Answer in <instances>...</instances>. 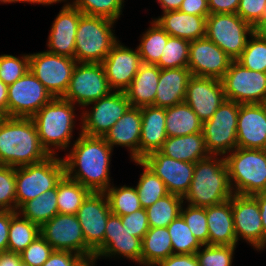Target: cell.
Segmentation results:
<instances>
[{
    "label": "cell",
    "instance_id": "obj_1",
    "mask_svg": "<svg viewBox=\"0 0 266 266\" xmlns=\"http://www.w3.org/2000/svg\"><path fill=\"white\" fill-rule=\"evenodd\" d=\"M112 150L103 137L80 132L70 153L63 158L65 174L91 192H105L111 184L109 168Z\"/></svg>",
    "mask_w": 266,
    "mask_h": 266
},
{
    "label": "cell",
    "instance_id": "obj_2",
    "mask_svg": "<svg viewBox=\"0 0 266 266\" xmlns=\"http://www.w3.org/2000/svg\"><path fill=\"white\" fill-rule=\"evenodd\" d=\"M50 155L42 147L32 118L7 117L0 121V165L22 167L45 160Z\"/></svg>",
    "mask_w": 266,
    "mask_h": 266
},
{
    "label": "cell",
    "instance_id": "obj_3",
    "mask_svg": "<svg viewBox=\"0 0 266 266\" xmlns=\"http://www.w3.org/2000/svg\"><path fill=\"white\" fill-rule=\"evenodd\" d=\"M232 195L225 157L210 155L195 163L191 186L183 199L188 205L206 208L223 203Z\"/></svg>",
    "mask_w": 266,
    "mask_h": 266
},
{
    "label": "cell",
    "instance_id": "obj_4",
    "mask_svg": "<svg viewBox=\"0 0 266 266\" xmlns=\"http://www.w3.org/2000/svg\"><path fill=\"white\" fill-rule=\"evenodd\" d=\"M74 106L63 97H56L32 117L40 143L49 155H57L53 148L67 149L71 144L75 126Z\"/></svg>",
    "mask_w": 266,
    "mask_h": 266
},
{
    "label": "cell",
    "instance_id": "obj_5",
    "mask_svg": "<svg viewBox=\"0 0 266 266\" xmlns=\"http://www.w3.org/2000/svg\"><path fill=\"white\" fill-rule=\"evenodd\" d=\"M225 161L233 194L266 192V149L237 147L225 156Z\"/></svg>",
    "mask_w": 266,
    "mask_h": 266
},
{
    "label": "cell",
    "instance_id": "obj_6",
    "mask_svg": "<svg viewBox=\"0 0 266 266\" xmlns=\"http://www.w3.org/2000/svg\"><path fill=\"white\" fill-rule=\"evenodd\" d=\"M115 21L82 15L76 31L75 60L77 63H102L119 41L114 36Z\"/></svg>",
    "mask_w": 266,
    "mask_h": 266
},
{
    "label": "cell",
    "instance_id": "obj_7",
    "mask_svg": "<svg viewBox=\"0 0 266 266\" xmlns=\"http://www.w3.org/2000/svg\"><path fill=\"white\" fill-rule=\"evenodd\" d=\"M64 175V160L55 155L38 163L15 168L16 211L23 203L56 188Z\"/></svg>",
    "mask_w": 266,
    "mask_h": 266
},
{
    "label": "cell",
    "instance_id": "obj_8",
    "mask_svg": "<svg viewBox=\"0 0 266 266\" xmlns=\"http://www.w3.org/2000/svg\"><path fill=\"white\" fill-rule=\"evenodd\" d=\"M253 26L237 13L209 14L206 18V37L236 61L246 47Z\"/></svg>",
    "mask_w": 266,
    "mask_h": 266
},
{
    "label": "cell",
    "instance_id": "obj_9",
    "mask_svg": "<svg viewBox=\"0 0 266 266\" xmlns=\"http://www.w3.org/2000/svg\"><path fill=\"white\" fill-rule=\"evenodd\" d=\"M240 104L226 100L211 119L203 122L202 133L210 155H226L237 148Z\"/></svg>",
    "mask_w": 266,
    "mask_h": 266
},
{
    "label": "cell",
    "instance_id": "obj_10",
    "mask_svg": "<svg viewBox=\"0 0 266 266\" xmlns=\"http://www.w3.org/2000/svg\"><path fill=\"white\" fill-rule=\"evenodd\" d=\"M76 64L77 61L73 58L47 51L29 54V71L53 98L65 95Z\"/></svg>",
    "mask_w": 266,
    "mask_h": 266
},
{
    "label": "cell",
    "instance_id": "obj_11",
    "mask_svg": "<svg viewBox=\"0 0 266 266\" xmlns=\"http://www.w3.org/2000/svg\"><path fill=\"white\" fill-rule=\"evenodd\" d=\"M111 92L102 63H77L63 98L85 108Z\"/></svg>",
    "mask_w": 266,
    "mask_h": 266
},
{
    "label": "cell",
    "instance_id": "obj_12",
    "mask_svg": "<svg viewBox=\"0 0 266 266\" xmlns=\"http://www.w3.org/2000/svg\"><path fill=\"white\" fill-rule=\"evenodd\" d=\"M226 100L239 104L266 102V73L244 68L232 61L225 75L220 79Z\"/></svg>",
    "mask_w": 266,
    "mask_h": 266
},
{
    "label": "cell",
    "instance_id": "obj_13",
    "mask_svg": "<svg viewBox=\"0 0 266 266\" xmlns=\"http://www.w3.org/2000/svg\"><path fill=\"white\" fill-rule=\"evenodd\" d=\"M52 99L45 86L28 71L8 85V117L32 118Z\"/></svg>",
    "mask_w": 266,
    "mask_h": 266
},
{
    "label": "cell",
    "instance_id": "obj_14",
    "mask_svg": "<svg viewBox=\"0 0 266 266\" xmlns=\"http://www.w3.org/2000/svg\"><path fill=\"white\" fill-rule=\"evenodd\" d=\"M90 104H94L92 110L82 112L81 133L98 137H103L131 106L122 91H113Z\"/></svg>",
    "mask_w": 266,
    "mask_h": 266
},
{
    "label": "cell",
    "instance_id": "obj_15",
    "mask_svg": "<svg viewBox=\"0 0 266 266\" xmlns=\"http://www.w3.org/2000/svg\"><path fill=\"white\" fill-rule=\"evenodd\" d=\"M40 234L54 251H69L79 255L93 253L85 243L76 215L56 214L40 227Z\"/></svg>",
    "mask_w": 266,
    "mask_h": 266
},
{
    "label": "cell",
    "instance_id": "obj_16",
    "mask_svg": "<svg viewBox=\"0 0 266 266\" xmlns=\"http://www.w3.org/2000/svg\"><path fill=\"white\" fill-rule=\"evenodd\" d=\"M110 214L108 199L104 192H91L76 213L85 243L95 253L104 245L105 229Z\"/></svg>",
    "mask_w": 266,
    "mask_h": 266
},
{
    "label": "cell",
    "instance_id": "obj_17",
    "mask_svg": "<svg viewBox=\"0 0 266 266\" xmlns=\"http://www.w3.org/2000/svg\"><path fill=\"white\" fill-rule=\"evenodd\" d=\"M166 185L170 194L182 198L190 189L195 163L175 160L160 151H154L141 160Z\"/></svg>",
    "mask_w": 266,
    "mask_h": 266
},
{
    "label": "cell",
    "instance_id": "obj_18",
    "mask_svg": "<svg viewBox=\"0 0 266 266\" xmlns=\"http://www.w3.org/2000/svg\"><path fill=\"white\" fill-rule=\"evenodd\" d=\"M231 204L237 242L241 237L257 250H263L264 231L257 200L252 195L233 194Z\"/></svg>",
    "mask_w": 266,
    "mask_h": 266
},
{
    "label": "cell",
    "instance_id": "obj_19",
    "mask_svg": "<svg viewBox=\"0 0 266 266\" xmlns=\"http://www.w3.org/2000/svg\"><path fill=\"white\" fill-rule=\"evenodd\" d=\"M188 69L192 76L221 79L231 58L207 37L190 41Z\"/></svg>",
    "mask_w": 266,
    "mask_h": 266
},
{
    "label": "cell",
    "instance_id": "obj_20",
    "mask_svg": "<svg viewBox=\"0 0 266 266\" xmlns=\"http://www.w3.org/2000/svg\"><path fill=\"white\" fill-rule=\"evenodd\" d=\"M226 101L220 79L191 76L186 88L184 102L202 122L212 118L219 106Z\"/></svg>",
    "mask_w": 266,
    "mask_h": 266
},
{
    "label": "cell",
    "instance_id": "obj_21",
    "mask_svg": "<svg viewBox=\"0 0 266 266\" xmlns=\"http://www.w3.org/2000/svg\"><path fill=\"white\" fill-rule=\"evenodd\" d=\"M141 64L138 48L133 51L118 41L102 62L110 88L124 92Z\"/></svg>",
    "mask_w": 266,
    "mask_h": 266
},
{
    "label": "cell",
    "instance_id": "obj_22",
    "mask_svg": "<svg viewBox=\"0 0 266 266\" xmlns=\"http://www.w3.org/2000/svg\"><path fill=\"white\" fill-rule=\"evenodd\" d=\"M141 253L142 240L128 232L120 216L111 213L106 224L104 245L96 254L100 258L120 255L141 265Z\"/></svg>",
    "mask_w": 266,
    "mask_h": 266
},
{
    "label": "cell",
    "instance_id": "obj_23",
    "mask_svg": "<svg viewBox=\"0 0 266 266\" xmlns=\"http://www.w3.org/2000/svg\"><path fill=\"white\" fill-rule=\"evenodd\" d=\"M237 147L266 149V109L263 103L240 104Z\"/></svg>",
    "mask_w": 266,
    "mask_h": 266
},
{
    "label": "cell",
    "instance_id": "obj_24",
    "mask_svg": "<svg viewBox=\"0 0 266 266\" xmlns=\"http://www.w3.org/2000/svg\"><path fill=\"white\" fill-rule=\"evenodd\" d=\"M83 13L65 4L52 23L48 37L47 52L75 59L76 31Z\"/></svg>",
    "mask_w": 266,
    "mask_h": 266
},
{
    "label": "cell",
    "instance_id": "obj_25",
    "mask_svg": "<svg viewBox=\"0 0 266 266\" xmlns=\"http://www.w3.org/2000/svg\"><path fill=\"white\" fill-rule=\"evenodd\" d=\"M141 124V108L130 106L103 138L112 149L114 145L129 147L131 159L139 160Z\"/></svg>",
    "mask_w": 266,
    "mask_h": 266
},
{
    "label": "cell",
    "instance_id": "obj_26",
    "mask_svg": "<svg viewBox=\"0 0 266 266\" xmlns=\"http://www.w3.org/2000/svg\"><path fill=\"white\" fill-rule=\"evenodd\" d=\"M142 124L139 145V160L146 155L159 151L166 138L165 108L156 106L141 107Z\"/></svg>",
    "mask_w": 266,
    "mask_h": 266
},
{
    "label": "cell",
    "instance_id": "obj_27",
    "mask_svg": "<svg viewBox=\"0 0 266 266\" xmlns=\"http://www.w3.org/2000/svg\"><path fill=\"white\" fill-rule=\"evenodd\" d=\"M205 209L209 231L208 245H237L231 198Z\"/></svg>",
    "mask_w": 266,
    "mask_h": 266
},
{
    "label": "cell",
    "instance_id": "obj_28",
    "mask_svg": "<svg viewBox=\"0 0 266 266\" xmlns=\"http://www.w3.org/2000/svg\"><path fill=\"white\" fill-rule=\"evenodd\" d=\"M191 76L188 68L161 69L153 106L168 108L184 102Z\"/></svg>",
    "mask_w": 266,
    "mask_h": 266
},
{
    "label": "cell",
    "instance_id": "obj_29",
    "mask_svg": "<svg viewBox=\"0 0 266 266\" xmlns=\"http://www.w3.org/2000/svg\"><path fill=\"white\" fill-rule=\"evenodd\" d=\"M206 18L180 10L163 12L154 19L171 37L193 41L206 37Z\"/></svg>",
    "mask_w": 266,
    "mask_h": 266
},
{
    "label": "cell",
    "instance_id": "obj_30",
    "mask_svg": "<svg viewBox=\"0 0 266 266\" xmlns=\"http://www.w3.org/2000/svg\"><path fill=\"white\" fill-rule=\"evenodd\" d=\"M160 71L156 64H141L132 83L124 91L131 106L141 108L154 105Z\"/></svg>",
    "mask_w": 266,
    "mask_h": 266
},
{
    "label": "cell",
    "instance_id": "obj_31",
    "mask_svg": "<svg viewBox=\"0 0 266 266\" xmlns=\"http://www.w3.org/2000/svg\"><path fill=\"white\" fill-rule=\"evenodd\" d=\"M159 151L175 160L192 163L210 156L202 132L185 136L167 137Z\"/></svg>",
    "mask_w": 266,
    "mask_h": 266
},
{
    "label": "cell",
    "instance_id": "obj_32",
    "mask_svg": "<svg viewBox=\"0 0 266 266\" xmlns=\"http://www.w3.org/2000/svg\"><path fill=\"white\" fill-rule=\"evenodd\" d=\"M165 115L166 134L168 137L202 132L203 122L185 102L165 108Z\"/></svg>",
    "mask_w": 266,
    "mask_h": 266
},
{
    "label": "cell",
    "instance_id": "obj_33",
    "mask_svg": "<svg viewBox=\"0 0 266 266\" xmlns=\"http://www.w3.org/2000/svg\"><path fill=\"white\" fill-rule=\"evenodd\" d=\"M172 254V242L167 227L149 228L142 239L141 265L157 266Z\"/></svg>",
    "mask_w": 266,
    "mask_h": 266
},
{
    "label": "cell",
    "instance_id": "obj_34",
    "mask_svg": "<svg viewBox=\"0 0 266 266\" xmlns=\"http://www.w3.org/2000/svg\"><path fill=\"white\" fill-rule=\"evenodd\" d=\"M17 212L32 223L42 226L58 214L57 187L47 190L40 196L23 203Z\"/></svg>",
    "mask_w": 266,
    "mask_h": 266
},
{
    "label": "cell",
    "instance_id": "obj_35",
    "mask_svg": "<svg viewBox=\"0 0 266 266\" xmlns=\"http://www.w3.org/2000/svg\"><path fill=\"white\" fill-rule=\"evenodd\" d=\"M40 235V226L22 217L17 211H10L8 251L21 253Z\"/></svg>",
    "mask_w": 266,
    "mask_h": 266
},
{
    "label": "cell",
    "instance_id": "obj_36",
    "mask_svg": "<svg viewBox=\"0 0 266 266\" xmlns=\"http://www.w3.org/2000/svg\"><path fill=\"white\" fill-rule=\"evenodd\" d=\"M91 191L66 174L57 184L58 214L76 215L83 201Z\"/></svg>",
    "mask_w": 266,
    "mask_h": 266
},
{
    "label": "cell",
    "instance_id": "obj_37",
    "mask_svg": "<svg viewBox=\"0 0 266 266\" xmlns=\"http://www.w3.org/2000/svg\"><path fill=\"white\" fill-rule=\"evenodd\" d=\"M141 37V43L137 46L142 63L156 64L162 56L170 35L155 21Z\"/></svg>",
    "mask_w": 266,
    "mask_h": 266
},
{
    "label": "cell",
    "instance_id": "obj_38",
    "mask_svg": "<svg viewBox=\"0 0 266 266\" xmlns=\"http://www.w3.org/2000/svg\"><path fill=\"white\" fill-rule=\"evenodd\" d=\"M183 198L175 194H167L146 208L150 228L167 227L180 215Z\"/></svg>",
    "mask_w": 266,
    "mask_h": 266
},
{
    "label": "cell",
    "instance_id": "obj_39",
    "mask_svg": "<svg viewBox=\"0 0 266 266\" xmlns=\"http://www.w3.org/2000/svg\"><path fill=\"white\" fill-rule=\"evenodd\" d=\"M134 162L144 168L135 188L142 208L146 209L169 192L164 182L141 160H134Z\"/></svg>",
    "mask_w": 266,
    "mask_h": 266
},
{
    "label": "cell",
    "instance_id": "obj_40",
    "mask_svg": "<svg viewBox=\"0 0 266 266\" xmlns=\"http://www.w3.org/2000/svg\"><path fill=\"white\" fill-rule=\"evenodd\" d=\"M104 193L112 214L124 216L142 208L134 187L124 185L117 188L112 185Z\"/></svg>",
    "mask_w": 266,
    "mask_h": 266
},
{
    "label": "cell",
    "instance_id": "obj_41",
    "mask_svg": "<svg viewBox=\"0 0 266 266\" xmlns=\"http://www.w3.org/2000/svg\"><path fill=\"white\" fill-rule=\"evenodd\" d=\"M167 229L172 242L173 254H195L203 247L181 215L174 219Z\"/></svg>",
    "mask_w": 266,
    "mask_h": 266
},
{
    "label": "cell",
    "instance_id": "obj_42",
    "mask_svg": "<svg viewBox=\"0 0 266 266\" xmlns=\"http://www.w3.org/2000/svg\"><path fill=\"white\" fill-rule=\"evenodd\" d=\"M189 44L186 39L170 36L156 65L160 69L188 68Z\"/></svg>",
    "mask_w": 266,
    "mask_h": 266
},
{
    "label": "cell",
    "instance_id": "obj_43",
    "mask_svg": "<svg viewBox=\"0 0 266 266\" xmlns=\"http://www.w3.org/2000/svg\"><path fill=\"white\" fill-rule=\"evenodd\" d=\"M123 3L124 0H74L68 4L79 9L83 15L116 21L122 14Z\"/></svg>",
    "mask_w": 266,
    "mask_h": 266
},
{
    "label": "cell",
    "instance_id": "obj_44",
    "mask_svg": "<svg viewBox=\"0 0 266 266\" xmlns=\"http://www.w3.org/2000/svg\"><path fill=\"white\" fill-rule=\"evenodd\" d=\"M250 38L236 61L246 69L266 73V40L255 33Z\"/></svg>",
    "mask_w": 266,
    "mask_h": 266
},
{
    "label": "cell",
    "instance_id": "obj_45",
    "mask_svg": "<svg viewBox=\"0 0 266 266\" xmlns=\"http://www.w3.org/2000/svg\"><path fill=\"white\" fill-rule=\"evenodd\" d=\"M204 249L198 250L195 255L199 266H232L233 254L236 245H203Z\"/></svg>",
    "mask_w": 266,
    "mask_h": 266
},
{
    "label": "cell",
    "instance_id": "obj_46",
    "mask_svg": "<svg viewBox=\"0 0 266 266\" xmlns=\"http://www.w3.org/2000/svg\"><path fill=\"white\" fill-rule=\"evenodd\" d=\"M180 215L200 243L202 245H208L209 231L206 209L191 205L183 209L182 205Z\"/></svg>",
    "mask_w": 266,
    "mask_h": 266
},
{
    "label": "cell",
    "instance_id": "obj_47",
    "mask_svg": "<svg viewBox=\"0 0 266 266\" xmlns=\"http://www.w3.org/2000/svg\"><path fill=\"white\" fill-rule=\"evenodd\" d=\"M20 58L8 54L0 55V80L4 84H13L29 71V55H22Z\"/></svg>",
    "mask_w": 266,
    "mask_h": 266
},
{
    "label": "cell",
    "instance_id": "obj_48",
    "mask_svg": "<svg viewBox=\"0 0 266 266\" xmlns=\"http://www.w3.org/2000/svg\"><path fill=\"white\" fill-rule=\"evenodd\" d=\"M0 210L16 211L15 167L0 165Z\"/></svg>",
    "mask_w": 266,
    "mask_h": 266
},
{
    "label": "cell",
    "instance_id": "obj_49",
    "mask_svg": "<svg viewBox=\"0 0 266 266\" xmlns=\"http://www.w3.org/2000/svg\"><path fill=\"white\" fill-rule=\"evenodd\" d=\"M54 249L40 235L20 253L21 260L30 266H42Z\"/></svg>",
    "mask_w": 266,
    "mask_h": 266
},
{
    "label": "cell",
    "instance_id": "obj_50",
    "mask_svg": "<svg viewBox=\"0 0 266 266\" xmlns=\"http://www.w3.org/2000/svg\"><path fill=\"white\" fill-rule=\"evenodd\" d=\"M122 225H125V228L131 235L140 238L141 240L145 236V234L149 231V222L146 210L141 208L136 210L135 212L120 216Z\"/></svg>",
    "mask_w": 266,
    "mask_h": 266
},
{
    "label": "cell",
    "instance_id": "obj_51",
    "mask_svg": "<svg viewBox=\"0 0 266 266\" xmlns=\"http://www.w3.org/2000/svg\"><path fill=\"white\" fill-rule=\"evenodd\" d=\"M237 14L254 26L266 14V0H240Z\"/></svg>",
    "mask_w": 266,
    "mask_h": 266
},
{
    "label": "cell",
    "instance_id": "obj_52",
    "mask_svg": "<svg viewBox=\"0 0 266 266\" xmlns=\"http://www.w3.org/2000/svg\"><path fill=\"white\" fill-rule=\"evenodd\" d=\"M181 12L207 17L209 12L208 0H183L179 7Z\"/></svg>",
    "mask_w": 266,
    "mask_h": 266
},
{
    "label": "cell",
    "instance_id": "obj_53",
    "mask_svg": "<svg viewBox=\"0 0 266 266\" xmlns=\"http://www.w3.org/2000/svg\"><path fill=\"white\" fill-rule=\"evenodd\" d=\"M79 256L69 251H53L42 266H71Z\"/></svg>",
    "mask_w": 266,
    "mask_h": 266
},
{
    "label": "cell",
    "instance_id": "obj_54",
    "mask_svg": "<svg viewBox=\"0 0 266 266\" xmlns=\"http://www.w3.org/2000/svg\"><path fill=\"white\" fill-rule=\"evenodd\" d=\"M158 266H199L195 254H172L160 261Z\"/></svg>",
    "mask_w": 266,
    "mask_h": 266
},
{
    "label": "cell",
    "instance_id": "obj_55",
    "mask_svg": "<svg viewBox=\"0 0 266 266\" xmlns=\"http://www.w3.org/2000/svg\"><path fill=\"white\" fill-rule=\"evenodd\" d=\"M240 0H208L210 14L237 13Z\"/></svg>",
    "mask_w": 266,
    "mask_h": 266
},
{
    "label": "cell",
    "instance_id": "obj_56",
    "mask_svg": "<svg viewBox=\"0 0 266 266\" xmlns=\"http://www.w3.org/2000/svg\"><path fill=\"white\" fill-rule=\"evenodd\" d=\"M9 227L10 211L0 210V253L7 251Z\"/></svg>",
    "mask_w": 266,
    "mask_h": 266
},
{
    "label": "cell",
    "instance_id": "obj_57",
    "mask_svg": "<svg viewBox=\"0 0 266 266\" xmlns=\"http://www.w3.org/2000/svg\"><path fill=\"white\" fill-rule=\"evenodd\" d=\"M258 202L264 231V247H266V192L252 195Z\"/></svg>",
    "mask_w": 266,
    "mask_h": 266
},
{
    "label": "cell",
    "instance_id": "obj_58",
    "mask_svg": "<svg viewBox=\"0 0 266 266\" xmlns=\"http://www.w3.org/2000/svg\"><path fill=\"white\" fill-rule=\"evenodd\" d=\"M20 261V253L8 250L0 253V266H17Z\"/></svg>",
    "mask_w": 266,
    "mask_h": 266
},
{
    "label": "cell",
    "instance_id": "obj_59",
    "mask_svg": "<svg viewBox=\"0 0 266 266\" xmlns=\"http://www.w3.org/2000/svg\"><path fill=\"white\" fill-rule=\"evenodd\" d=\"M0 112L8 117V85L0 80Z\"/></svg>",
    "mask_w": 266,
    "mask_h": 266
},
{
    "label": "cell",
    "instance_id": "obj_60",
    "mask_svg": "<svg viewBox=\"0 0 266 266\" xmlns=\"http://www.w3.org/2000/svg\"><path fill=\"white\" fill-rule=\"evenodd\" d=\"M99 256L93 252L87 255H80L71 266H94Z\"/></svg>",
    "mask_w": 266,
    "mask_h": 266
},
{
    "label": "cell",
    "instance_id": "obj_61",
    "mask_svg": "<svg viewBox=\"0 0 266 266\" xmlns=\"http://www.w3.org/2000/svg\"><path fill=\"white\" fill-rule=\"evenodd\" d=\"M163 12L179 10L183 0H157Z\"/></svg>",
    "mask_w": 266,
    "mask_h": 266
},
{
    "label": "cell",
    "instance_id": "obj_62",
    "mask_svg": "<svg viewBox=\"0 0 266 266\" xmlns=\"http://www.w3.org/2000/svg\"><path fill=\"white\" fill-rule=\"evenodd\" d=\"M254 33L266 40V14L253 26Z\"/></svg>",
    "mask_w": 266,
    "mask_h": 266
},
{
    "label": "cell",
    "instance_id": "obj_63",
    "mask_svg": "<svg viewBox=\"0 0 266 266\" xmlns=\"http://www.w3.org/2000/svg\"><path fill=\"white\" fill-rule=\"evenodd\" d=\"M61 1H66V0H19V2H27V3H33V4H42V5H51L53 3L61 2Z\"/></svg>",
    "mask_w": 266,
    "mask_h": 266
},
{
    "label": "cell",
    "instance_id": "obj_64",
    "mask_svg": "<svg viewBox=\"0 0 266 266\" xmlns=\"http://www.w3.org/2000/svg\"><path fill=\"white\" fill-rule=\"evenodd\" d=\"M0 2L2 3H16V2H19V0H0Z\"/></svg>",
    "mask_w": 266,
    "mask_h": 266
},
{
    "label": "cell",
    "instance_id": "obj_65",
    "mask_svg": "<svg viewBox=\"0 0 266 266\" xmlns=\"http://www.w3.org/2000/svg\"><path fill=\"white\" fill-rule=\"evenodd\" d=\"M17 266H30L29 264L23 262L22 260L18 263Z\"/></svg>",
    "mask_w": 266,
    "mask_h": 266
},
{
    "label": "cell",
    "instance_id": "obj_66",
    "mask_svg": "<svg viewBox=\"0 0 266 266\" xmlns=\"http://www.w3.org/2000/svg\"><path fill=\"white\" fill-rule=\"evenodd\" d=\"M4 117V115L0 112V121Z\"/></svg>",
    "mask_w": 266,
    "mask_h": 266
}]
</instances>
